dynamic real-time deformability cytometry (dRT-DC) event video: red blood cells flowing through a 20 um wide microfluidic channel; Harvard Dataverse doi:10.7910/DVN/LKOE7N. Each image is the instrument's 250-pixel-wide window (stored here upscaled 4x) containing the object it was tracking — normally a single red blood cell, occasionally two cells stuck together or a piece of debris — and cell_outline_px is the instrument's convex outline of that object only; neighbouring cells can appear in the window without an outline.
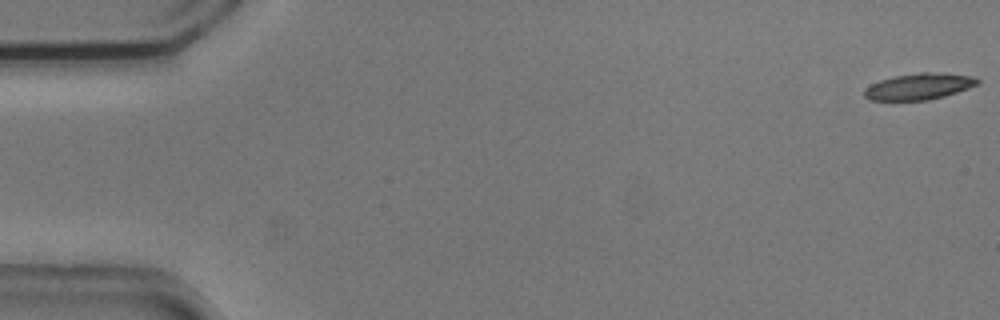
{"species": "common noctule bat (a hibernating species)", "species_latin": "Nyctalus noctula", "temperature_condition": "cold", "stored_images_in_passage": 13, "camera_frame_rate_fps": 3000, "um_per_image_px": 0.085, "animal": {"sex": "male", "body_mass_g": 20.5, "forearm_length_mm": 52.5}, "frame": {"image": 1, "passage_image": 1, "time_ms": 0.0, "image_size_px": [1000, 320], "cell_outline_px": [[980, 84], [944, 96], [928, 100], [868, 100], [864, 96], [864, 88], [880, 80], [892, 76], [920, 72], [944, 72], [976, 76], [980, 80]], "centroid_in_image_um": [78.15, 7.33], "position_along_channel_um": 6.9, "area_um2": 17.63}}